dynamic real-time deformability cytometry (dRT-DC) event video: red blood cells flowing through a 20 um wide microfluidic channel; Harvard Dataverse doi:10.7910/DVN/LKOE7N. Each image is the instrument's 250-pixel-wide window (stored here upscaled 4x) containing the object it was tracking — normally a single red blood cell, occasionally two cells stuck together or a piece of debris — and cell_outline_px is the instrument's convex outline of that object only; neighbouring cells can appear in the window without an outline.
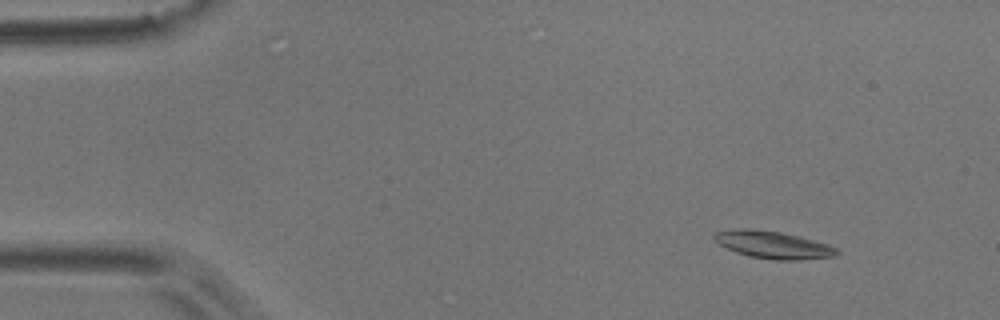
{"species": "common noctule bat (a hibernating species)", "species_latin": "Nyctalus noctula", "temperature_condition": "room temperature", "stored_images_in_passage": 32, "camera_frame_rate_fps": 3000, "um_per_image_px": 0.085, "animal": {"sex": "male", "body_mass_g": 17.9}, "frame": {"image": 1, "passage_image": 5, "time_ms": 1.333, "image_size_px": [1000, 320], "cell_outline_px": [[840, 252], [836, 256], [796, 260], [776, 260], [748, 256], [736, 252], [720, 244], [712, 236], [716, 232], [740, 228], [748, 228], [780, 232], [800, 236], [828, 244], [836, 248]], "centroid_in_image_um": [65.74, 20.81], "position_along_channel_um": 19.3, "area_um2": 19.42}}
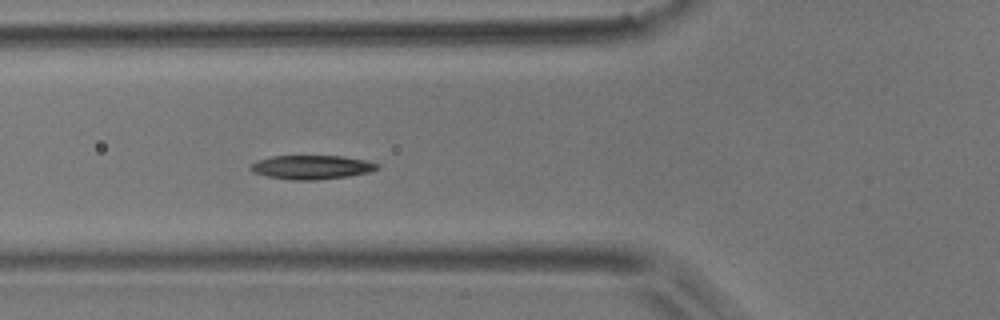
{"frame": {"image": 2, "passage_image": 18, "time_ms": 5.667, "image_size_px": [1000, 320], "cell_outline_px": [[380, 168], [368, 172], [348, 176], [316, 180], [292, 180], [268, 176], [252, 172], [248, 168], [256, 160], [272, 156], [344, 156], [364, 160], [380, 164]], "centroid_in_image_um": [26.48, 14.21], "position_along_channel_um": 99.3, "area_um2": 17.69}}
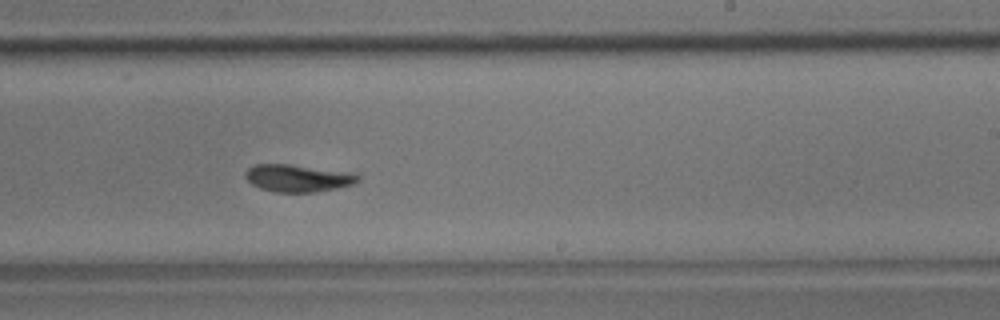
{"frame": {"image": 3, "passage_image": 31, "time_ms": 10.0, "image_size_px": [1000, 320], "cell_outline_px": [[360, 180], [356, 184], [316, 192], [276, 192], [260, 188], [252, 184], [244, 176], [244, 172], [248, 168], [256, 164], [292, 164], [356, 172], [360, 176]], "centroid_in_image_um": [25.38, 15.13], "position_along_channel_um": 263.6, "area_um2": 18.32}}